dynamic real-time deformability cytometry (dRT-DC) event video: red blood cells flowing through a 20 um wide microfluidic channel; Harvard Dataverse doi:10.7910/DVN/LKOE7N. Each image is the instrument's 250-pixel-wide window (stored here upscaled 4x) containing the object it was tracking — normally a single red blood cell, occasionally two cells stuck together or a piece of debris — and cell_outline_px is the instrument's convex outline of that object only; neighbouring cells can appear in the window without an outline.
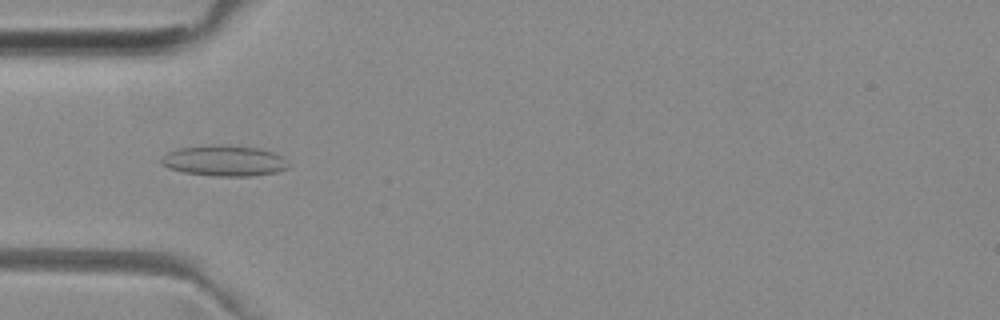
{"species": "common noctule bat (a hibernating species)", "species_latin": "Nyctalus noctula", "temperature_condition": "room temperature", "stored_images_in_passage": 52, "camera_frame_rate_fps": 3000, "um_per_image_px": 0.085, "animal": {"sex": "female", "body_mass_g": 29.2, "forearm_length_mm": 56.3}, "frame": {"image": 1, "passage_image": 16, "time_ms": 5.0, "image_size_px": [1000, 320], "cell_outline_px": [[288, 168], [276, 172], [248, 176], [212, 176], [184, 172], [168, 168], [160, 164], [160, 160], [168, 152], [180, 148], [212, 144], [224, 144], [256, 148], [272, 152], [280, 156], [288, 164]], "centroid_in_image_um": [19.01, 13.66], "position_along_channel_um": 66.0, "area_um2": 22.66}}
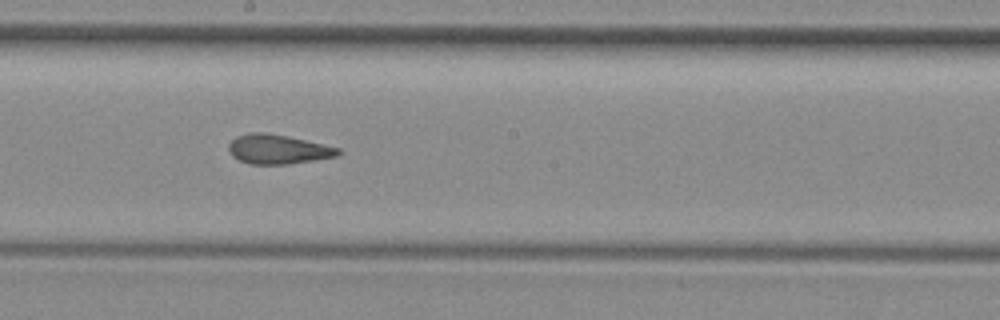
{"frame": {"image": 2, "passage_image": 28, "time_ms": 9.0, "image_size_px": [1000, 320], "cell_outline_px": [[340, 156], [288, 164], [248, 164], [232, 156], [228, 148], [228, 144], [236, 136], [248, 132], [264, 132], [288, 136], [340, 148]], "centroid_in_image_um": [23.61, 12.68], "position_along_channel_um": 224.6, "area_um2": 18.84}}
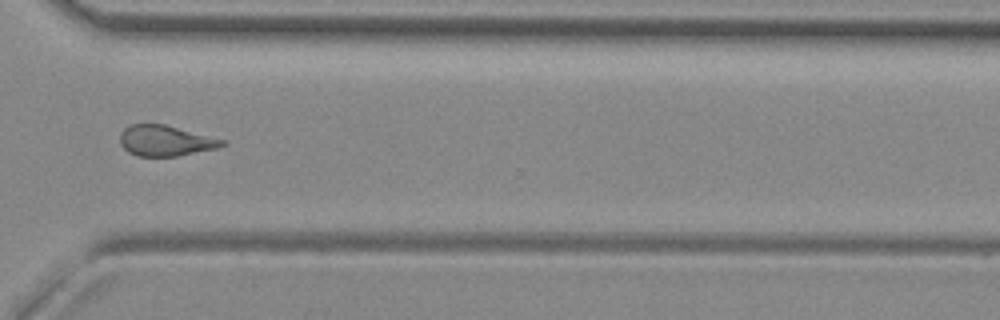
{"frame": {"image": 3, "passage_image": 38, "time_ms": 12.333, "image_size_px": [1000, 320], "cell_outline_px": [[228, 144], [220, 148], [176, 156], [136, 156], [128, 152], [120, 144], [120, 132], [128, 124], [164, 124], [224, 140]], "centroid_in_image_um": [14.05, 11.96], "position_along_channel_um": 356.6, "area_um2": 18.32}, "authors_computed_cell_mechanics": {"area_um2": 19.7387, "velocity_mm_per_s": 3.9628, "shape_relaxation_time_tau1_ms": null, "shape_relaxation_time_tau2_ms": 1.8348, "deformation_change_tau1": null, "deformation_change_tau2": 0.0969}}